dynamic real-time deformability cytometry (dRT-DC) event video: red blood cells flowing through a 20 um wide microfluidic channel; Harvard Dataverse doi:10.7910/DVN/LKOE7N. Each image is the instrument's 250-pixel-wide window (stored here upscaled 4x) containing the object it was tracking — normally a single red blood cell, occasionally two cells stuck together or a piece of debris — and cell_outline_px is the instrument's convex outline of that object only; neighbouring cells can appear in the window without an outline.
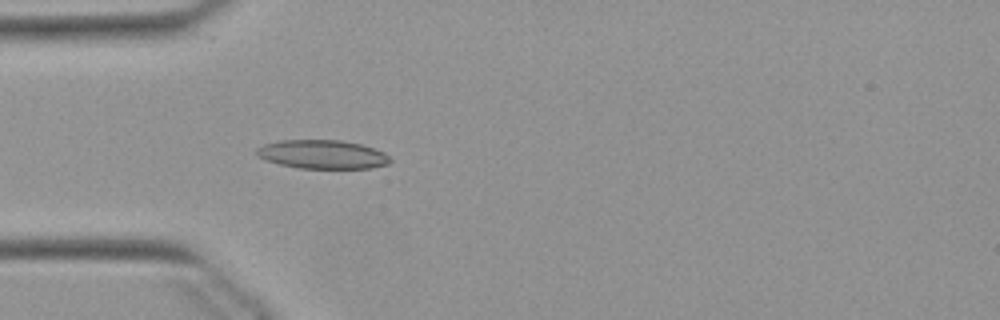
{"species": "Egyptian fruit bat (a non-hibernating species)", "species_latin": "Rousettus aegyptiacus", "temperature_condition": "warm", "stored_images_in_passage": 52, "camera_frame_rate_fps": 3000, "um_per_image_px": 0.085, "animal": {"sex": "female"}, "frame": {"image": 1, "passage_image": 15, "time_ms": 4.667, "image_size_px": [1000, 320], "cell_outline_px": [[392, 160], [388, 164], [372, 168], [300, 168], [280, 164], [264, 160], [256, 156], [256, 148], [264, 144], [280, 140], [340, 140], [360, 144], [384, 152]], "centroid_in_image_um": [27.38, 13.12], "position_along_channel_um": 57.6, "area_um2": 22.37}}
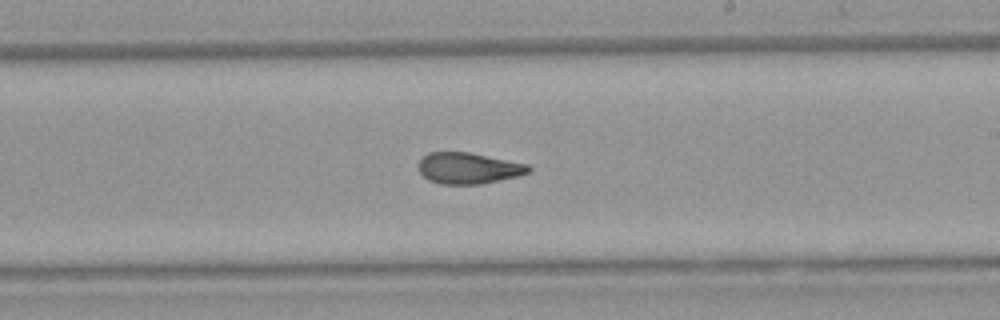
{"frame": {"image": 2, "passage_image": 30, "time_ms": 9.667, "image_size_px": [1000, 320], "cell_outline_px": [[532, 168], [528, 172], [520, 176], [480, 184], [440, 184], [428, 180], [420, 172], [420, 160], [428, 152], [468, 152], [528, 164]], "centroid_in_image_um": [39.84, 14.3], "position_along_channel_um": 249.2, "area_um2": 19.88}}
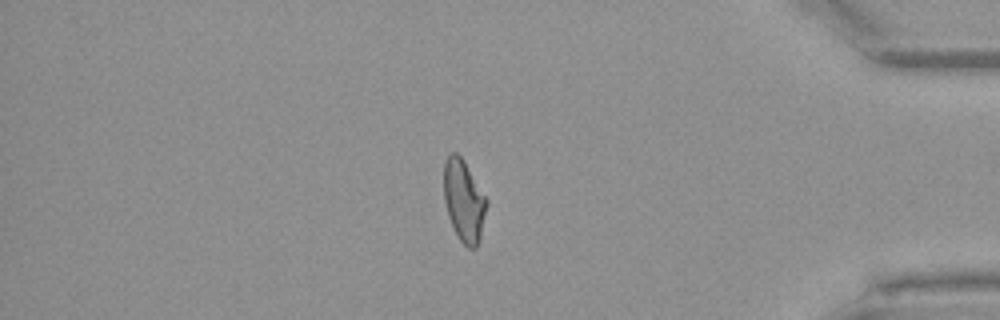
{"frame": {"image": 3, "passage_image": 44, "time_ms": 14.333, "image_size_px": [1000, 320], "cell_outline_px": [[488, 204], [480, 240], [476, 248], [468, 248], [460, 240], [448, 216], [444, 200], [444, 164], [448, 156], [452, 152], [456, 152], [460, 156], [488, 200]], "centroid_in_image_um": [39.44, 17.09], "position_along_channel_um": 395.8, "area_um2": 20.17}, "authors_computed_cell_mechanics": {"area_um2": 20.8658, "velocity_mm_per_s": 3.897, "shape_relaxation_time_tau1_ms": 9.8236, "shape_relaxation_time_tau2_ms": 2.1882, "deformation_change_tau1": 0.2443, "deformation_change_tau2": 0.0859}}